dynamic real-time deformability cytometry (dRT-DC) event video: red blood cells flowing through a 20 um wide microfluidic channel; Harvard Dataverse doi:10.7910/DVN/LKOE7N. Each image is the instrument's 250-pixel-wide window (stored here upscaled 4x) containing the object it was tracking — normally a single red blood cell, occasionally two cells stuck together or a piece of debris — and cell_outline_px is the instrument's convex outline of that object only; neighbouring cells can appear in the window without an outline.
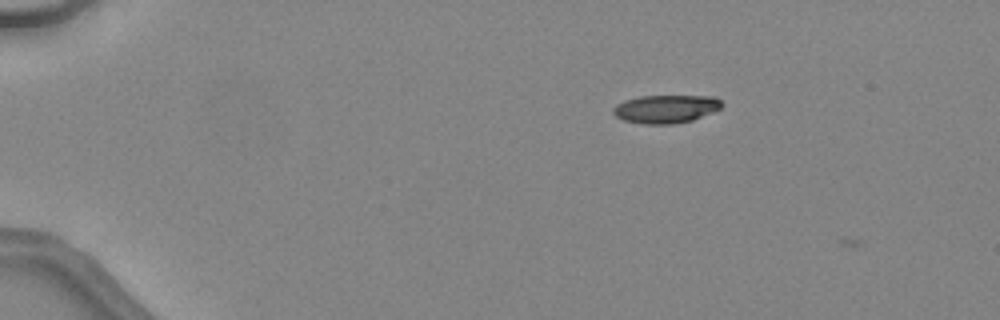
{"species": "common noctule bat (a hibernating species)", "species_latin": "Nyctalus noctula", "temperature_condition": "warm", "stored_images_in_passage": 5, "camera_frame_rate_fps": 3000, "um_per_image_px": 0.085, "animal": {"sex": "female", "body_mass_g": 24.6, "forearm_length_mm": 56.2}, "frame": {"image": 1, "passage_image": 3, "time_ms": 0.667, "image_size_px": [1000, 320], "cell_outline_px": [[724, 104], [720, 108], [712, 112], [692, 120], [672, 124], [644, 124], [624, 120], [616, 116], [612, 112], [612, 108], [616, 104], [624, 100], [640, 96], [716, 96]], "centroid_in_image_um": [56.58, 9.25], "position_along_channel_um": 28.4, "area_um2": 17.86}}